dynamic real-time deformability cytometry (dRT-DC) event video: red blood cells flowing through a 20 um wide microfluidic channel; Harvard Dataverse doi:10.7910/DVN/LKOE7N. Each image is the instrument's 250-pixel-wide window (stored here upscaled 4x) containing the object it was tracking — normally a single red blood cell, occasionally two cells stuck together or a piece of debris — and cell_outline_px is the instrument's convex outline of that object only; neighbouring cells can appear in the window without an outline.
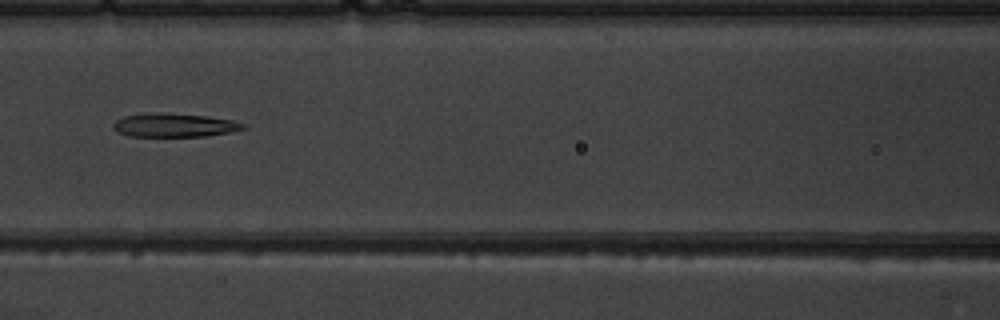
{"species": "common noctule bat (a hibernating species)", "species_latin": "Nyctalus noctula", "temperature_condition": "warm", "stored_images_in_passage": 7, "camera_frame_rate_fps": 3000, "um_per_image_px": 0.085, "animal": {"sex": "male", "body_mass_g": 19.5, "forearm_length_mm": 54.6}, "frame": {"image": 1, "passage_image": 7, "time_ms": 6.667, "image_size_px": [1000, 320], "cell_outline_px": [[248, 128], [228, 132], [204, 136], [128, 136], [116, 132], [112, 128], [112, 124], [116, 120], [124, 116], [152, 112], [160, 112], [204, 116], [232, 120], [248, 124]], "centroid_in_image_um": [14.79, 10.64], "position_along_channel_um": 151.8, "area_um2": 17.98}}